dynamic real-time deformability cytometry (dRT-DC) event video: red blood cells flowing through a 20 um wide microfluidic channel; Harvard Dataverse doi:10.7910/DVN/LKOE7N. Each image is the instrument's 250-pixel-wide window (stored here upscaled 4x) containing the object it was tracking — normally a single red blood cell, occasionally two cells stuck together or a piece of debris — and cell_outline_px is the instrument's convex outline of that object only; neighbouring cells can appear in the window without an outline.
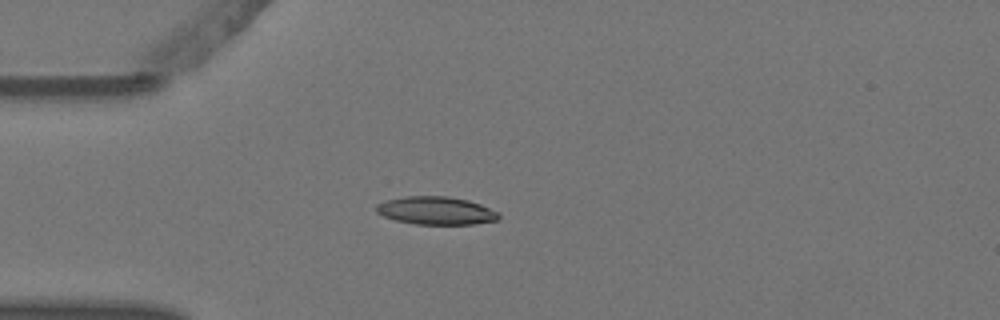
{"species": "Egyptian fruit bat (a non-hibernating species)", "species_latin": "Rousettus aegyptiacus", "temperature_condition": "warm", "stored_images_in_passage": 4, "camera_frame_rate_fps": 3000, "um_per_image_px": 0.085, "animal": {"sex": "female"}, "frame": {"image": 1, "passage_image": 3, "time_ms": 0.667, "image_size_px": [1000, 320], "cell_outline_px": [[500, 216], [496, 220], [472, 224], [416, 224], [396, 220], [384, 216], [376, 212], [376, 204], [388, 200], [404, 196], [448, 196], [468, 200], [480, 204], [500, 212]], "centroid_in_image_um": [37.07, 17.9], "position_along_channel_um": 47.9, "area_um2": 19.88}}